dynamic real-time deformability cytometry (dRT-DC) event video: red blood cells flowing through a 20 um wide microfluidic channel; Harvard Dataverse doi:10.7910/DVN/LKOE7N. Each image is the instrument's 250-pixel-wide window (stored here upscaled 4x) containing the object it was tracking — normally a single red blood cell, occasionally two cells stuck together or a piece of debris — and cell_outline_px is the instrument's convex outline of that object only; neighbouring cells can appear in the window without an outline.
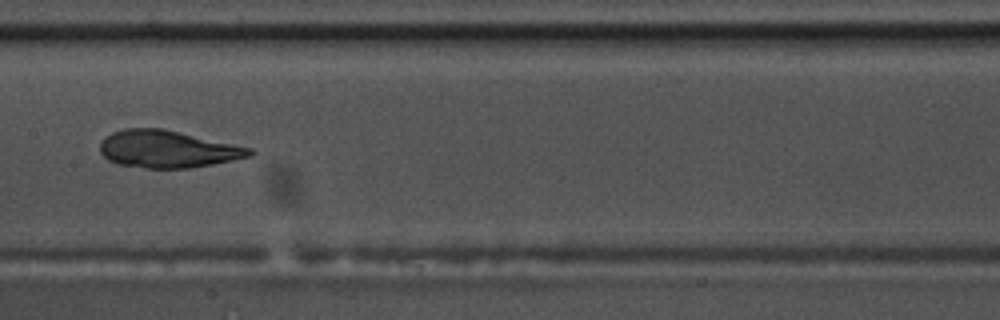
{"species": "common noctule bat (a hibernating species)", "species_latin": "Nyctalus noctula", "temperature_condition": "warm", "stored_images_in_passage": 48, "camera_frame_rate_fps": 3000, "um_per_image_px": 0.085, "animal": {"sex": "male", "body_mass_g": 17.5, "forearm_length_mm": 52.3}, "frame": {"image": 1, "passage_image": 21, "time_ms": 6.667, "image_size_px": [1000, 320], "cell_outline_px": [[256, 152], [248, 156], [232, 160], [212, 164], [188, 168], [144, 168], [116, 164], [108, 160], [100, 152], [100, 144], [112, 132], [124, 128], [164, 128], [252, 148]], "centroid_in_image_um": [14.23, 12.67], "position_along_channel_um": 193.2, "area_um2": 32.43}}